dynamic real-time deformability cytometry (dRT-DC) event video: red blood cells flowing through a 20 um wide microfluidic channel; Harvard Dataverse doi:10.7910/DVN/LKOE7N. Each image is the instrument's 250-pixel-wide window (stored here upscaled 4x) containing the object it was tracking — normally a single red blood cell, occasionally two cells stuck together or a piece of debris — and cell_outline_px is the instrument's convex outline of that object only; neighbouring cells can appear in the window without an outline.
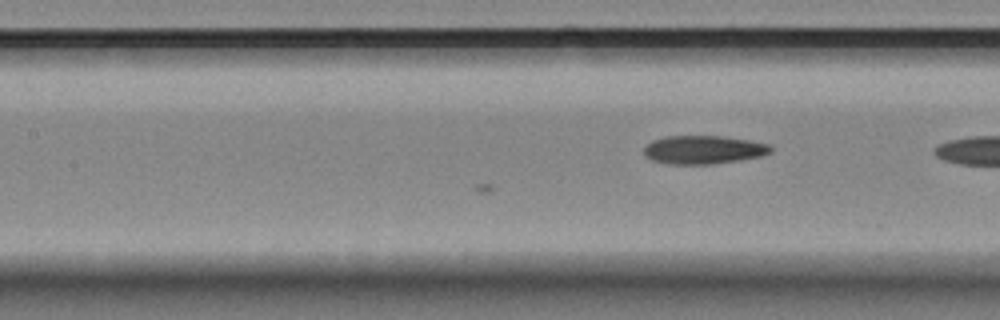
{"species": "Egyptian fruit bat (a non-hibernating species)", "species_latin": "Rousettus aegyptiacus", "temperature_condition": "room temperature", "stored_images_in_passage": 6, "camera_frame_rate_fps": 3000, "um_per_image_px": 0.085, "animal": {"sex": "female"}, "frame": {"image": 1, "passage_image": 6, "time_ms": 1.667, "image_size_px": [1000, 320], "cell_outline_px": [[772, 152], [760, 156], [740, 160], [712, 164], [668, 164], [652, 160], [644, 156], [644, 148], [652, 140], [664, 136], [724, 136], [748, 140], [768, 144], [772, 148]], "centroid_in_image_um": [59.77, 12.73], "position_along_channel_um": 147.6, "area_um2": 21.04}}